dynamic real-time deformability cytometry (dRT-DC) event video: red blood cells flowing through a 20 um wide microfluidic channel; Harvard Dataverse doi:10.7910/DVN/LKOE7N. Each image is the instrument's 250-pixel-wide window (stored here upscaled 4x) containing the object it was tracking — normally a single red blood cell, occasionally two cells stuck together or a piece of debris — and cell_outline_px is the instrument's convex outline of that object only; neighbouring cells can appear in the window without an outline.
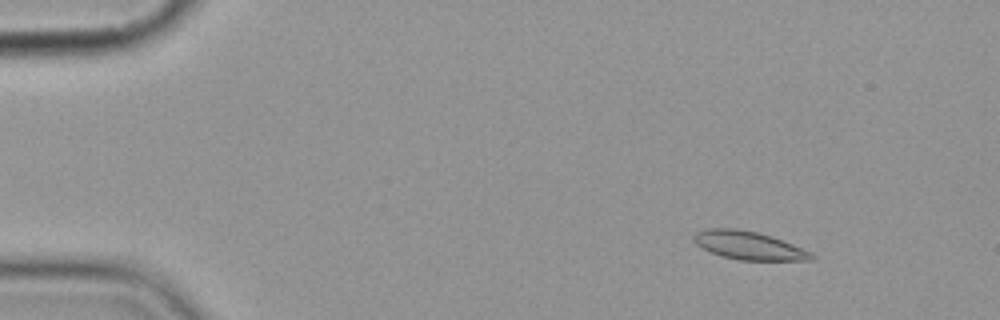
{"species": "common noctule bat (a hibernating species)", "species_latin": "Nyctalus noctula", "temperature_condition": "cold", "stored_images_in_passage": 8, "camera_frame_rate_fps": 3000, "um_per_image_px": 0.085, "animal": {"sex": "female", "body_mass_g": 19.9}, "frame": {"image": 1, "passage_image": 2, "time_ms": 1.0, "image_size_px": [1000, 320], "cell_outline_px": [[816, 256], [812, 260], [740, 260], [720, 256], [696, 244], [692, 240], [692, 236], [696, 232], [708, 228], [736, 228], [756, 232], [772, 236], [792, 244]], "centroid_in_image_um": [63.59, 20.86], "position_along_channel_um": 21.4, "area_um2": 19.19}}
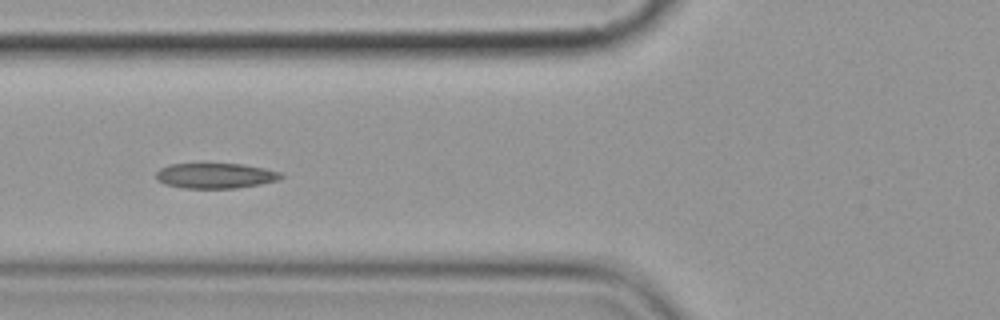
{"frame": {"image": 2, "passage_image": 6, "time_ms": 6.0, "image_size_px": [1000, 320], "cell_outline_px": [[284, 176], [280, 180], [260, 184], [236, 188], [184, 188], [164, 184], [156, 180], [156, 172], [160, 168], [168, 164], [244, 164], [264, 168], [280, 172]], "centroid_in_image_um": [18.3, 14.93], "position_along_channel_um": 107.5, "area_um2": 18.5}}
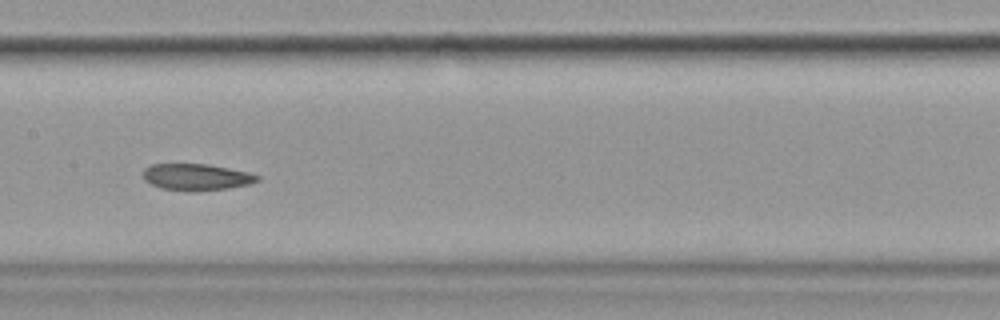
{"frame": {"image": 3, "passage_image": 8, "time_ms": 8.333, "image_size_px": [1000, 320], "cell_outline_px": [[260, 180], [248, 184], [228, 188], [196, 192], [160, 188], [144, 180], [144, 168], [152, 164], [208, 164], [248, 172], [260, 176]], "centroid_in_image_um": [16.7, 15.05], "position_along_channel_um": 190.7, "area_um2": 17.69}}